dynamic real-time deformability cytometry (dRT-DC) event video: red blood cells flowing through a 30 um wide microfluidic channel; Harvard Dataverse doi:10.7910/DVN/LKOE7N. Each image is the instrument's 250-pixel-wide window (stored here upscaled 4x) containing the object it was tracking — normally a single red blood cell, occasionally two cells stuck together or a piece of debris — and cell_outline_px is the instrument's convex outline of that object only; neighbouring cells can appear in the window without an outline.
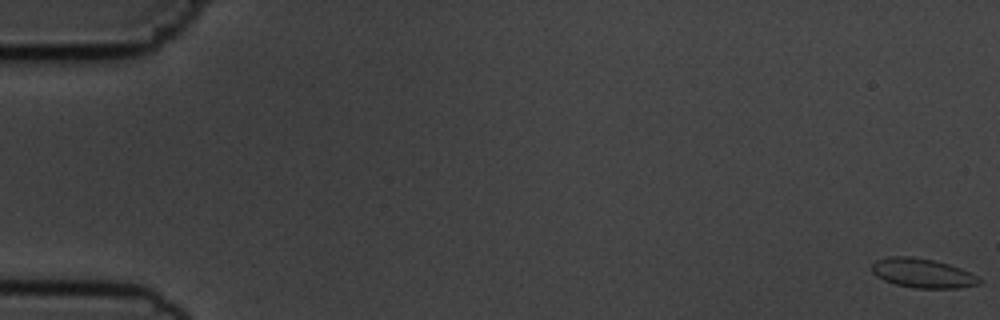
{"species": "common noctule bat (a hibernating species)", "species_latin": "Nyctalus noctula", "temperature_condition": "cold", "stored_images_in_passage": 56, "camera_frame_rate_fps": 3000, "um_per_image_px": 0.085, "animal": {"sex": "male", "body_mass_g": 19.5, "forearm_length_mm": 54.6}, "frame": {"image": 1, "passage_image": 1, "time_ms": 0.0, "image_size_px": [1000, 320], "cell_outline_px": [[980, 284], [960, 288], [912, 288], [896, 284], [884, 280], [876, 276], [872, 272], [872, 264], [876, 260], [888, 256], [912, 256], [932, 260], [948, 264], [960, 268], [976, 276], [980, 280]], "centroid_in_image_um": [78.38, 23.22], "position_along_channel_um": 6.6, "area_um2": 18.26}}
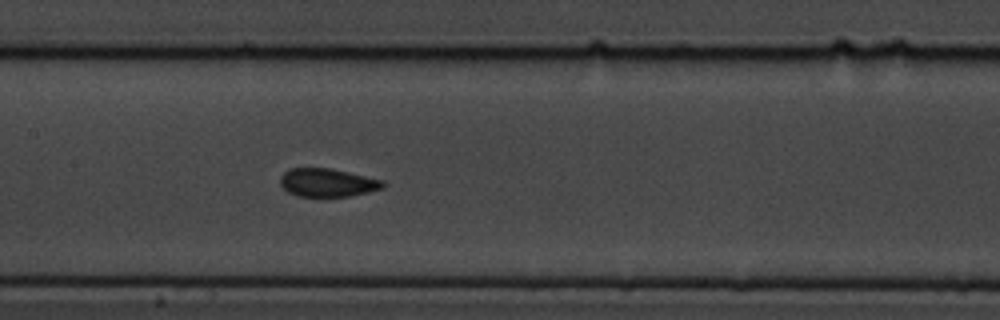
{"frame": {"image": 2, "passage_image": 28, "time_ms": 9.0, "image_size_px": [1000, 320], "cell_outline_px": [[388, 184], [384, 188], [368, 192], [348, 196], [296, 196], [288, 192], [280, 184], [280, 176], [288, 168], [328, 168], [348, 172], [384, 180]], "centroid_in_image_um": [27.85, 15.52], "position_along_channel_um": 179.6, "area_um2": 16.99}}
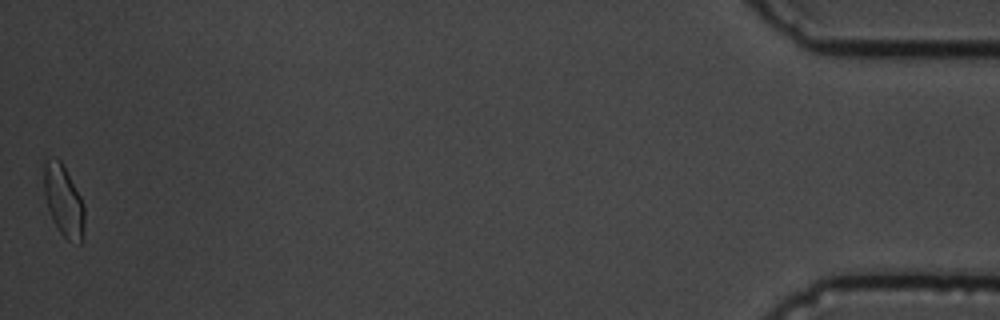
{"frame": {"image": 3, "passage_image": 56, "time_ms": 18.333, "image_size_px": [1000, 320], "cell_outline_px": [[84, 240], [80, 244], [72, 244], [60, 232], [52, 220], [48, 208], [44, 192], [44, 160], [56, 156], [60, 160], [80, 196], [84, 204]], "centroid_in_image_um": [5.42, 17.11], "position_along_channel_um": 429.8, "area_um2": 16.99}, "authors_computed_cell_mechanics": {"area_um2": 17.2244, "velocity_mm_per_s": 3.6489, "shape_relaxation_time_tau1_ms": 6.9696, "shape_relaxation_time_tau2_ms": null, "deformation_change_tau1": 0.1226, "deformation_change_tau2": null}}